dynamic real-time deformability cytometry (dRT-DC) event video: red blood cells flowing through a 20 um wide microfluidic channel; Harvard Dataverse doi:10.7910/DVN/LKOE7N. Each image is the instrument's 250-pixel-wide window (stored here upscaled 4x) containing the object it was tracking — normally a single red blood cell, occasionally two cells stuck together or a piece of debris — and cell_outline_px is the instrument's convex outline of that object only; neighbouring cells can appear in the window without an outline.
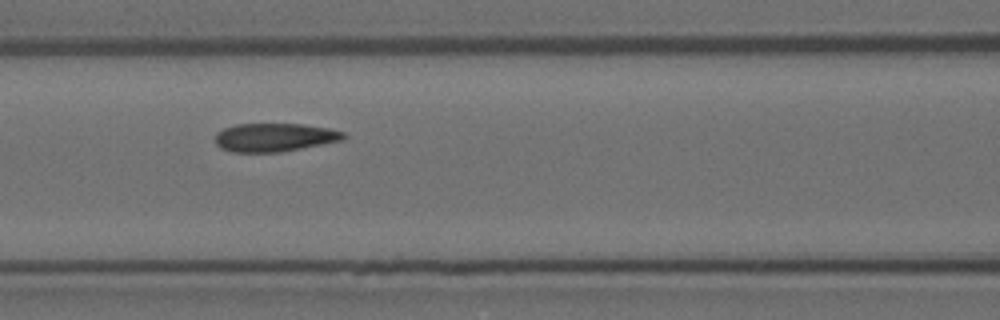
{"species": "Egyptian fruit bat (a non-hibernating species)", "species_latin": "Rousettus aegyptiacus", "temperature_condition": "room temperature", "stored_images_in_passage": 7, "camera_frame_rate_fps": 3000, "um_per_image_px": 0.085, "animal": {"sex": "female"}, "frame": {"image": 1, "passage_image": 6, "time_ms": 7.0, "image_size_px": [1000, 320], "cell_outline_px": [[348, 136], [344, 140], [280, 152], [232, 152], [220, 148], [216, 144], [216, 132], [224, 128], [236, 124], [304, 124], [328, 128], [344, 132]], "centroid_in_image_um": [23.35, 11.67], "position_along_channel_um": 143.3, "area_um2": 21.33}}
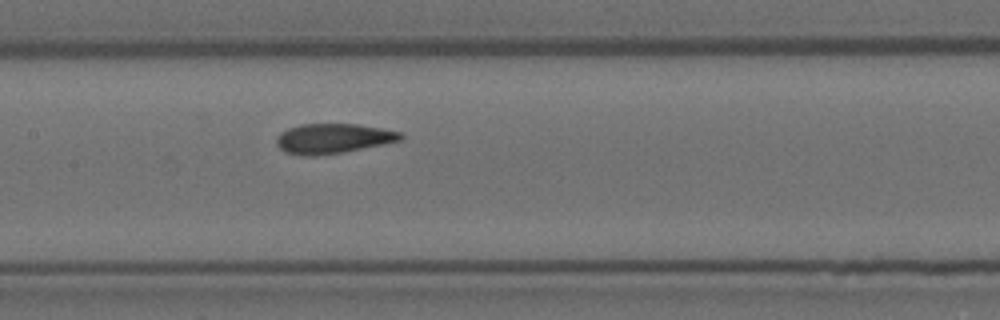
{"frame": {"image": 2, "passage_image": 7, "time_ms": 8.0, "image_size_px": [1000, 320], "cell_outline_px": [[404, 140], [344, 152], [312, 156], [304, 156], [284, 152], [276, 144], [276, 136], [280, 132], [288, 128], [300, 124], [356, 124], [380, 128], [400, 132], [404, 136]], "centroid_in_image_um": [28.29, 11.78], "position_along_channel_um": 179.1, "area_um2": 21.73}}